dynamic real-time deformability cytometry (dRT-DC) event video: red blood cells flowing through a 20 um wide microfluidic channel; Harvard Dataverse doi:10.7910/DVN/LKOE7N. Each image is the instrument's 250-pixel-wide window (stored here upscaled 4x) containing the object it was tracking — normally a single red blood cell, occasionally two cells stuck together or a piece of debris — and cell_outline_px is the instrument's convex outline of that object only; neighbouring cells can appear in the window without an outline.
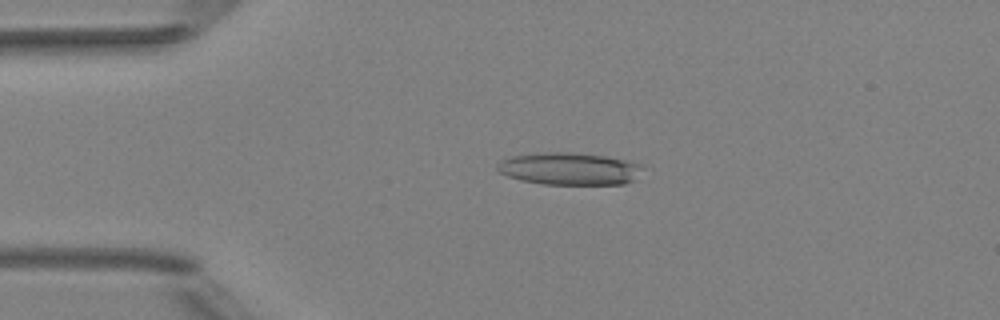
{"species": "Egyptian fruit bat (a non-hibernating species)", "species_latin": "Rousettus aegyptiacus", "temperature_condition": "room temperature", "stored_images_in_passage": 5, "camera_frame_rate_fps": 3000, "um_per_image_px": 0.085, "animal": {"sex": "female"}, "frame": {"image": 1, "passage_image": 4, "time_ms": 3.333, "image_size_px": [1000, 320], "cell_outline_px": [[644, 168], [632, 180], [624, 184], [544, 184], [520, 180], [508, 176], [500, 172], [496, 168], [496, 164], [500, 160], [512, 156], [536, 152], [568, 152], [604, 156], [624, 160], [640, 164]], "centroid_in_image_um": [48.34, 14.33], "position_along_channel_um": 36.7, "area_um2": 27.28}}